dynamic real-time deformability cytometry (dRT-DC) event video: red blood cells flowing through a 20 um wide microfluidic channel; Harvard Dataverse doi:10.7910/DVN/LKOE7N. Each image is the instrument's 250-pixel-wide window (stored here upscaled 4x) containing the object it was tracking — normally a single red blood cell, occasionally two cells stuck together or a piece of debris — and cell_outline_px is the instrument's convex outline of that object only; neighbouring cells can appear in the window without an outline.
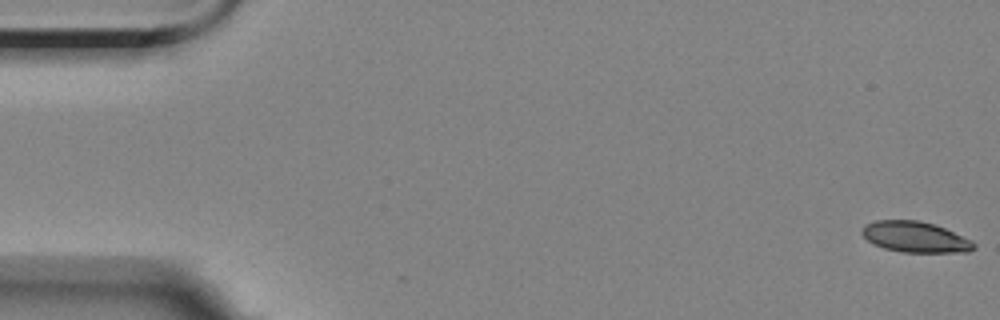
{"species": "Egyptian fruit bat (a non-hibernating species)", "species_latin": "Rousettus aegyptiacus", "temperature_condition": "room temperature", "stored_images_in_passage": 13, "camera_frame_rate_fps": 3000, "um_per_image_px": 0.085, "animal": {"sex": "female"}, "frame": {"image": 1, "passage_image": 1, "time_ms": 0.0, "image_size_px": [1000, 320], "cell_outline_px": [[976, 248], [968, 252], [900, 252], [884, 248], [872, 244], [860, 232], [860, 228], [864, 224], [876, 220], [916, 220], [932, 224], [944, 228], [972, 240], [976, 244]], "centroid_in_image_um": [77.76, 20.14], "position_along_channel_um": 7.2, "area_um2": 20.17}}
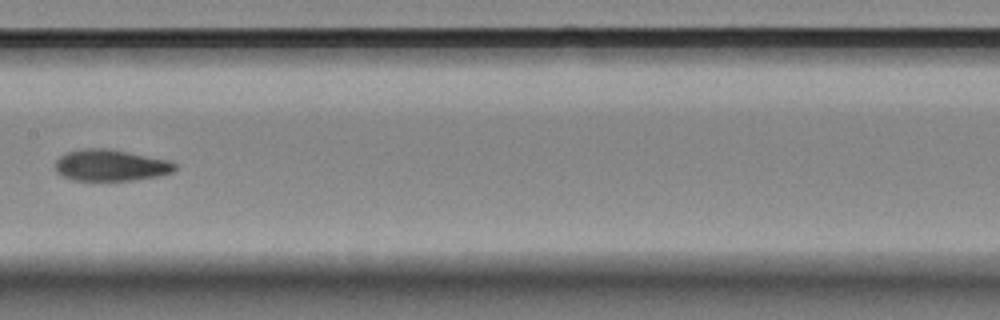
{"frame": {"image": 2, "passage_image": 8, "time_ms": 9.333, "image_size_px": [1000, 320], "cell_outline_px": [[176, 168], [172, 172], [156, 176], [132, 180], [76, 180], [64, 176], [56, 172], [56, 160], [60, 156], [68, 152], [84, 148], [108, 148], [172, 160], [176, 164]], "centroid_in_image_um": [9.44, 14.03], "position_along_channel_um": 198.0, "area_um2": 21.85}}
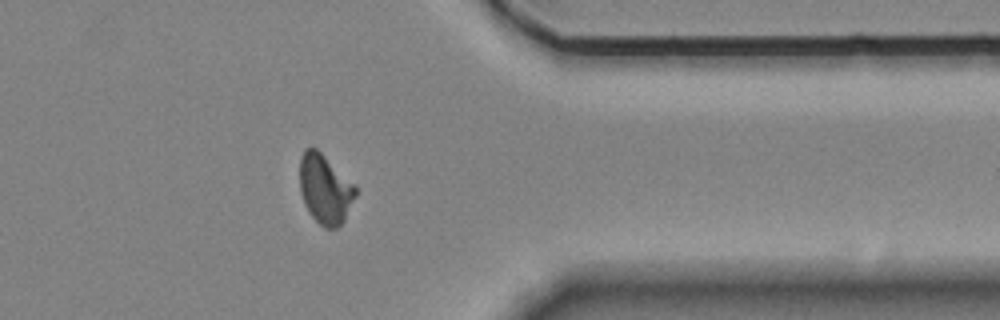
{"frame": {"image": 3, "passage_image": 13, "time_ms": 15.0, "image_size_px": [1000, 320], "cell_outline_px": [[356, 196], [344, 220], [336, 228], [324, 228], [308, 212], [300, 192], [300, 156], [304, 148], [316, 148], [356, 184]], "centroid_in_image_um": [27.63, 16.05], "position_along_channel_um": 383.8, "area_um2": 22.66}, "authors_computed_cell_mechanics": {"area_um2": 22.1952, "velocity_mm_per_s": 3.5022, "shape_relaxation_time_tau1_ms": 6.7646, "shape_relaxation_time_tau2_ms": 1.8037, "deformation_change_tau1": 0.1673, "deformation_change_tau2": 0.06}}